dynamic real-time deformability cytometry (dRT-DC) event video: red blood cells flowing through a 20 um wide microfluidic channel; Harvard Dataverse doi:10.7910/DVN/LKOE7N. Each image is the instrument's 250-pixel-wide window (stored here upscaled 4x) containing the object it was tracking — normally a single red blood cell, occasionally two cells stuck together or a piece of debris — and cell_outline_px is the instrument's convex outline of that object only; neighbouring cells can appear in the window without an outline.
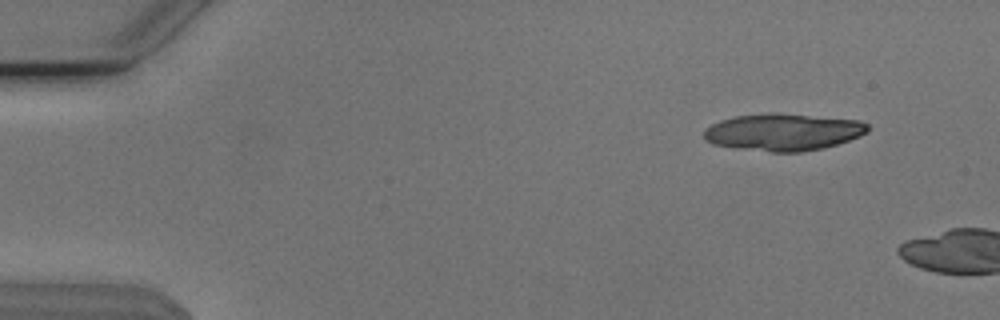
{"species": "Egyptian fruit bat (a non-hibernating species)", "species_latin": "Rousettus aegyptiacus", "temperature_condition": "cold", "stored_images_in_passage": 5, "camera_frame_rate_fps": 3000, "um_per_image_px": 0.085, "animal": {"sex": "male"}, "frame": {"image": 1, "passage_image": 2, "time_ms": 0.333, "image_size_px": [1000, 320], "cell_outline_px": [[868, 132], [860, 136], [824, 148], [800, 152], [768, 152], [732, 148], [712, 144], [704, 140], [704, 128], [720, 120], [736, 116], [808, 116], [860, 120], [868, 124]], "centroid_in_image_um": [66.54, 11.29], "position_along_channel_um": 18.5, "area_um2": 34.45}}